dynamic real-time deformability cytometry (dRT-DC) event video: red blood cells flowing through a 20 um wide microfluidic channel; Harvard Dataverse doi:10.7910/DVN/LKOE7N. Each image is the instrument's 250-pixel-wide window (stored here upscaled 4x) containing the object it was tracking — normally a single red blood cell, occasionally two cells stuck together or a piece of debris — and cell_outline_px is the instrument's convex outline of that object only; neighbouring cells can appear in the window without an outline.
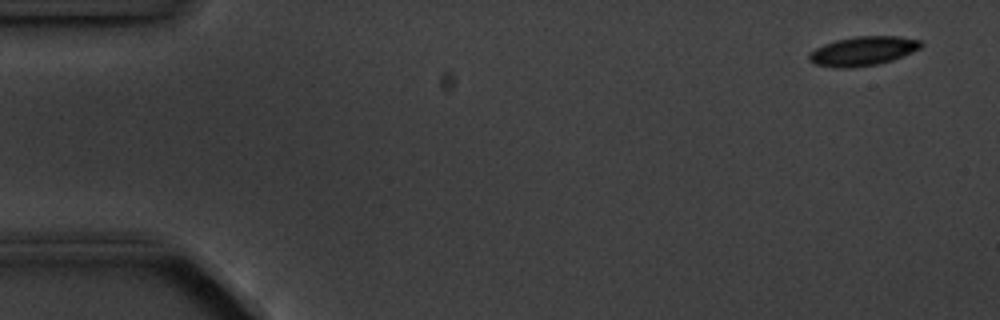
{"species": "common noctule bat (a hibernating species)", "species_latin": "Nyctalus noctula", "temperature_condition": "cold", "stored_images_in_passage": 6, "camera_frame_rate_fps": 3000, "um_per_image_px": 0.085, "animal": {"sex": "male", "body_mass_g": 20.1, "forearm_length_mm": 53.5}, "frame": {"image": 1, "passage_image": 1, "time_ms": 0.0, "image_size_px": [1000, 320], "cell_outline_px": [[924, 44], [920, 48], [912, 52], [892, 60], [880, 64], [852, 68], [840, 68], [816, 64], [808, 60], [808, 52], [824, 44], [836, 40], [852, 36], [900, 36], [920, 40]], "centroid_in_image_um": [73.35, 4.33], "position_along_channel_um": 11.7, "area_um2": 19.19}}
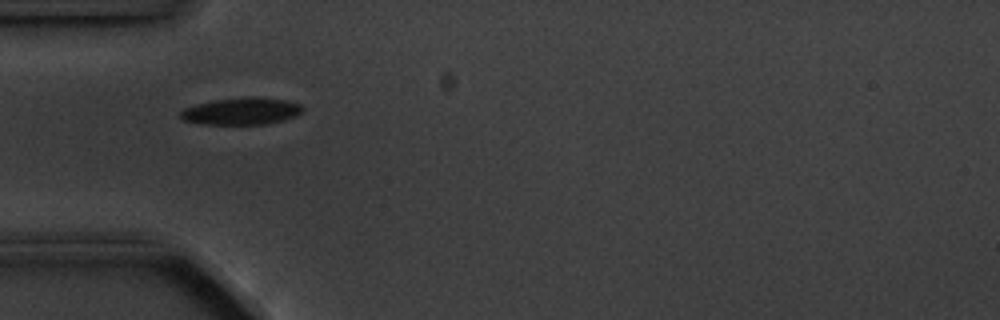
{"frame": {"image": 2, "passage_image": 5, "time_ms": 4.667, "image_size_px": [1000, 320], "cell_outline_px": [[304, 108], [296, 116], [284, 120], [268, 124], [200, 124], [184, 120], [180, 116], [180, 112], [184, 108], [196, 104], [216, 100], [248, 96], [252, 96], [288, 100], [300, 104]], "centroid_in_image_um": [20.55, 9.45], "position_along_channel_um": 64.5, "area_um2": 19.31}}